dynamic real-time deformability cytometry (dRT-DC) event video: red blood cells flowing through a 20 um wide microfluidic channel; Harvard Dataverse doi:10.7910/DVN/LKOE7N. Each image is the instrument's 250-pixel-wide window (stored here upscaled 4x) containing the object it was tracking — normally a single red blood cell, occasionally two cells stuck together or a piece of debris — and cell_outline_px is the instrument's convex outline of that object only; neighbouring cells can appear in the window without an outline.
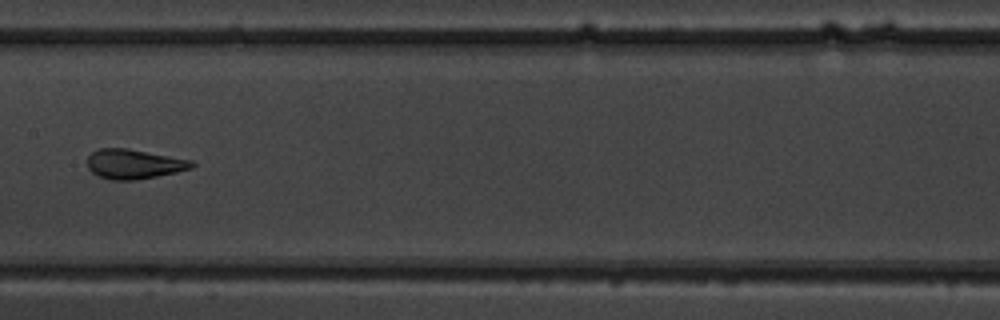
{"species": "common noctule bat (a hibernating species)", "species_latin": "Nyctalus noctula", "temperature_condition": "warm", "stored_images_in_passage": 11, "camera_frame_rate_fps": 3000, "um_per_image_px": 0.085, "animal": {"sex": "male", "body_mass_g": 19.5, "forearm_length_mm": 54.6}, "frame": {"image": 1, "passage_image": 10, "time_ms": 10.333, "image_size_px": [1000, 320], "cell_outline_px": [[196, 164], [192, 168], [176, 172], [136, 180], [112, 180], [100, 176], [92, 172], [88, 168], [88, 156], [92, 152], [100, 148], [128, 148], [192, 160]], "centroid_in_image_um": [11.4, 13.94], "position_along_channel_um": 196.0, "area_um2": 17.98}}
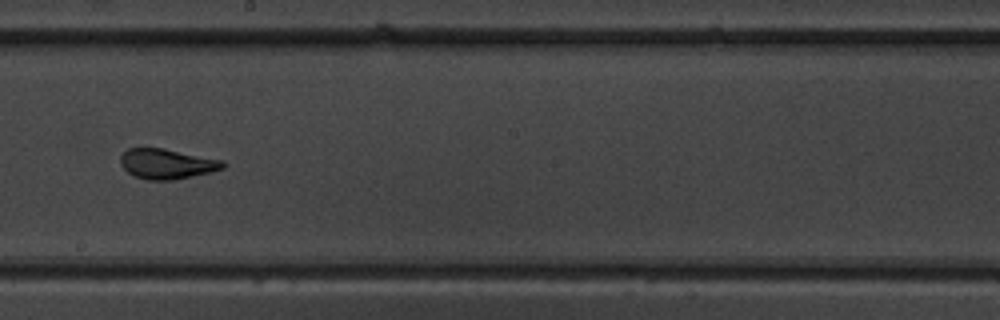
{"frame": {"image": 2, "passage_image": 11, "time_ms": 11.333, "image_size_px": [1000, 320], "cell_outline_px": [[228, 164], [224, 168], [212, 172], [172, 180], [148, 180], [136, 176], [128, 172], [120, 164], [120, 156], [128, 148], [164, 148], [224, 160]], "centroid_in_image_um": [14.23, 13.92], "position_along_channel_um": 234.0, "area_um2": 18.09}}